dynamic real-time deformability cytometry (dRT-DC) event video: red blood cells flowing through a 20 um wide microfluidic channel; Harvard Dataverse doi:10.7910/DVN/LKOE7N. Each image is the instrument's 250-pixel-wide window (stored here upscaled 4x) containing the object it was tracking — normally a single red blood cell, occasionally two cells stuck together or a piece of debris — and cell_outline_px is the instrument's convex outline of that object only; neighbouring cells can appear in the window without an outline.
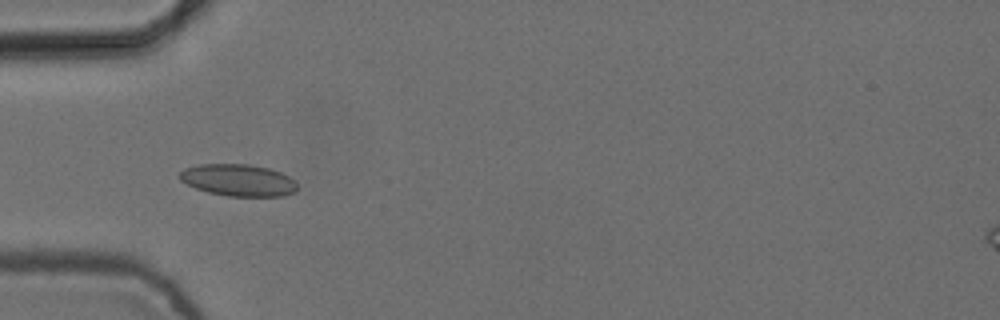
{"species": "common noctule bat (a hibernating species)", "species_latin": "Nyctalus noctula", "temperature_condition": "cold", "stored_images_in_passage": 8, "camera_frame_rate_fps": 3000, "um_per_image_px": 0.085, "animal": {"sex": "female", "body_mass_g": 24.6, "forearm_length_mm": 56.2}, "frame": {"image": 1, "passage_image": 4, "time_ms": 1.0, "image_size_px": [1000, 320], "cell_outline_px": [[296, 192], [284, 196], [228, 196], [208, 192], [196, 188], [180, 180], [180, 172], [184, 168], [200, 164], [248, 164], [268, 168], [280, 172], [288, 176], [296, 184]], "centroid_in_image_um": [20.25, 15.31], "position_along_channel_um": 64.7, "area_um2": 21.73}}
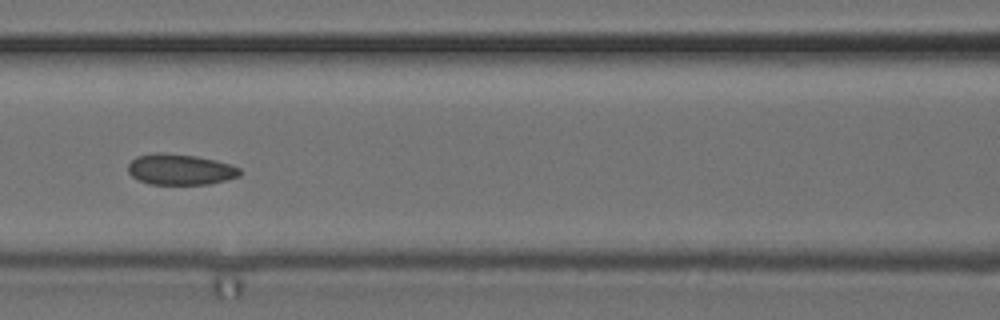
{"frame": {"image": 2, "passage_image": 6, "time_ms": 1.667, "image_size_px": [1000, 320], "cell_outline_px": [[240, 176], [208, 184], [148, 184], [132, 176], [128, 172], [128, 164], [136, 156], [156, 152], [160, 152], [196, 156], [216, 160], [232, 164], [240, 168]], "centroid_in_image_um": [15.31, 14.39], "position_along_channel_um": 151.3, "area_um2": 20.11}}
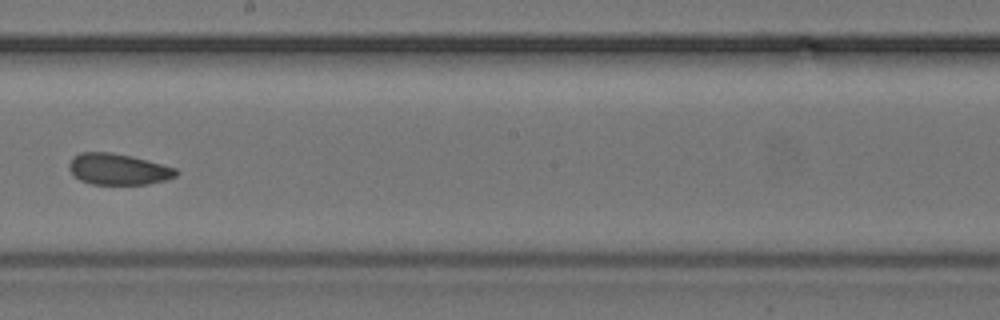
{"frame": {"image": 3, "passage_image": 8, "time_ms": 2.333, "image_size_px": [1000, 320], "cell_outline_px": [[180, 172], [176, 176], [164, 180], [148, 184], [92, 184], [80, 180], [68, 168], [68, 164], [72, 156], [80, 152], [112, 152], [132, 156], [176, 168]], "centroid_in_image_um": [10.03, 14.37], "position_along_channel_um": 238.2, "area_um2": 19.48}}